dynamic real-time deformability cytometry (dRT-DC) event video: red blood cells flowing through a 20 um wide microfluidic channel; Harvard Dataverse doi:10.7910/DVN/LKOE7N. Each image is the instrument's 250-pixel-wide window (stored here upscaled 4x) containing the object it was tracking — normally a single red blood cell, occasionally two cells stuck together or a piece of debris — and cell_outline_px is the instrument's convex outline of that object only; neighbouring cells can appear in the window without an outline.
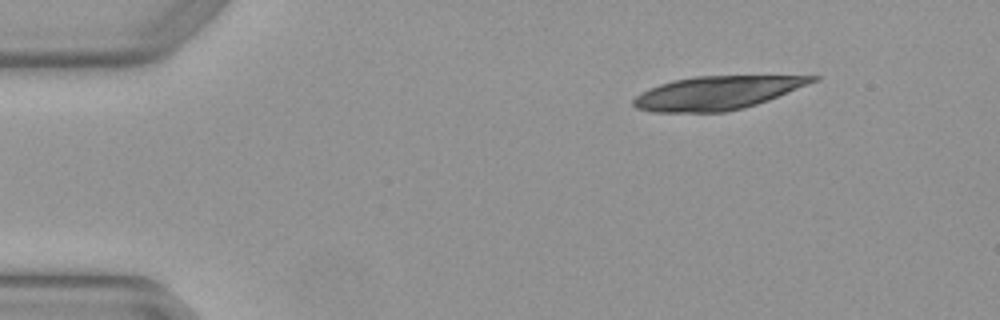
{"species": "Egyptian fruit bat (a non-hibernating species)", "species_latin": "Rousettus aegyptiacus", "temperature_condition": "warm", "stored_images_in_passage": 2, "camera_frame_rate_fps": 3000, "um_per_image_px": 0.085, "animal": {"sex": "female"}, "frame": {"image": 1, "passage_image": 1, "time_ms": 0.0, "image_size_px": [1000, 320], "cell_outline_px": [[820, 80], [768, 100], [756, 104], [724, 112], [652, 112], [636, 108], [632, 104], [632, 100], [640, 92], [660, 84], [672, 80], [696, 76], [820, 76]], "centroid_in_image_um": [60.92, 7.89], "position_along_channel_um": 24.1, "area_um2": 34.68}}